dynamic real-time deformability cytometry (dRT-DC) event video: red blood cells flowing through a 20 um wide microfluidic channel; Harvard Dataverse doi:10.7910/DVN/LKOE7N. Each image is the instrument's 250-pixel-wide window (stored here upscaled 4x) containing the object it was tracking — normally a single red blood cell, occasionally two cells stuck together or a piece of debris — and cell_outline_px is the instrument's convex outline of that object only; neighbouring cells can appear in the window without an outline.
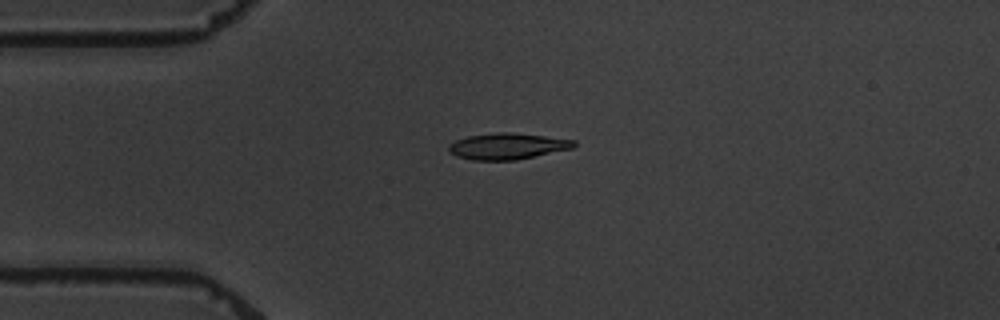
{"species": "common noctule bat (a hibernating species)", "species_latin": "Nyctalus noctula", "temperature_condition": "warm", "stored_images_in_passage": 8, "camera_frame_rate_fps": 3000, "um_per_image_px": 0.085, "animal": {"sex": "male", "body_mass_g": 19.5, "forearm_length_mm": 54.6}, "frame": {"image": 1, "passage_image": 4, "time_ms": 4.0, "image_size_px": [1000, 320], "cell_outline_px": [[576, 144], [572, 148], [516, 160], [472, 160], [456, 156], [448, 148], [448, 144], [456, 140], [468, 136], [496, 132], [512, 132], [576, 140]], "centroid_in_image_um": [43.12, 12.42], "position_along_channel_um": 41.9, "area_um2": 19.02}}
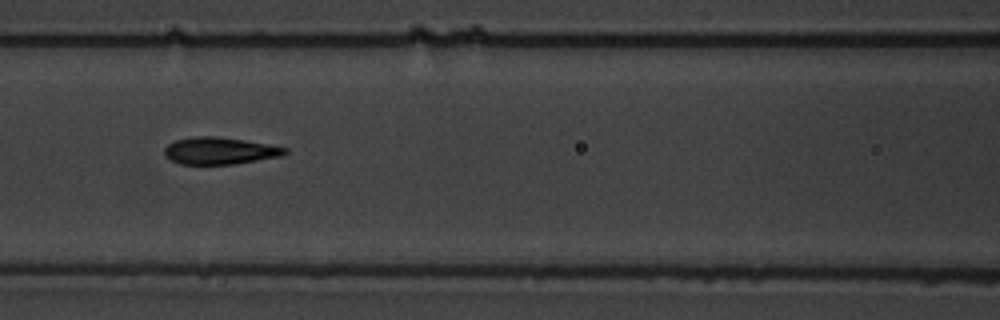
{"frame": {"image": 2, "passage_image": 7, "time_ms": 7.667, "image_size_px": [1000, 320], "cell_outline_px": [[288, 152], [280, 156], [236, 164], [180, 164], [164, 156], [164, 148], [168, 144], [176, 140], [196, 136], [216, 136], [244, 140], [288, 148]], "centroid_in_image_um": [18.66, 12.82], "position_along_channel_um": 147.9, "area_um2": 18.9}}
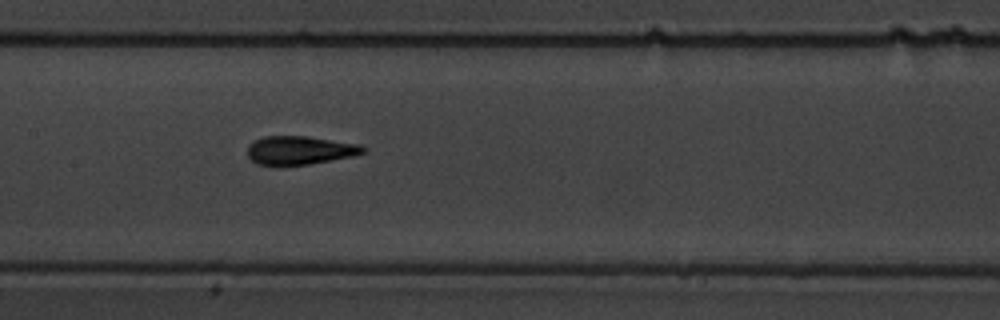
{"frame": {"image": 3, "passage_image": 8, "time_ms": 8.667, "image_size_px": [1000, 320], "cell_outline_px": [[368, 148], [364, 152], [356, 156], [308, 164], [256, 164], [248, 156], [248, 144], [264, 136], [308, 136], [360, 144]], "centroid_in_image_um": [25.54, 12.75], "position_along_channel_um": 181.9, "area_um2": 19.13}}